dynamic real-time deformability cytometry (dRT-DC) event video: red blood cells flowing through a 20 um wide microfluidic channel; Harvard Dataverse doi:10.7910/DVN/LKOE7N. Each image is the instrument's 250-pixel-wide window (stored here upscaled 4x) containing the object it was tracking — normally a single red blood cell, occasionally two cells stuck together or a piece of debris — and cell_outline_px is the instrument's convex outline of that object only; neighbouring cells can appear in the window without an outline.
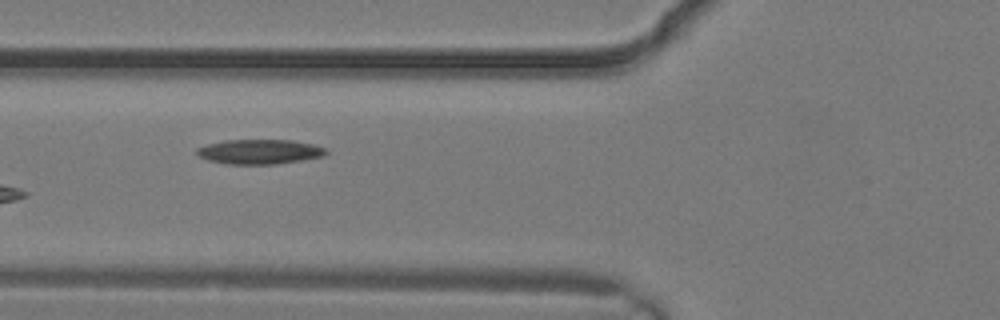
{"species": "common noctule bat (a hibernating species)", "species_latin": "Nyctalus noctula", "temperature_condition": "warm", "stored_images_in_passage": 4, "camera_frame_rate_fps": 3000, "um_per_image_px": 0.085, "animal": {"sex": "male", "body_mass_g": 19.2, "forearm_length_mm": 51.8}, "frame": {"image": 1, "passage_image": 4, "time_ms": 1.0, "image_size_px": [1000, 320], "cell_outline_px": [[328, 152], [324, 156], [304, 160], [276, 164], [224, 164], [208, 160], [200, 156], [196, 152], [196, 148], [208, 144], [224, 140], [292, 140], [312, 144], [324, 148]], "centroid_in_image_um": [22.06, 12.9], "position_along_channel_um": 103.7, "area_um2": 18.61}}